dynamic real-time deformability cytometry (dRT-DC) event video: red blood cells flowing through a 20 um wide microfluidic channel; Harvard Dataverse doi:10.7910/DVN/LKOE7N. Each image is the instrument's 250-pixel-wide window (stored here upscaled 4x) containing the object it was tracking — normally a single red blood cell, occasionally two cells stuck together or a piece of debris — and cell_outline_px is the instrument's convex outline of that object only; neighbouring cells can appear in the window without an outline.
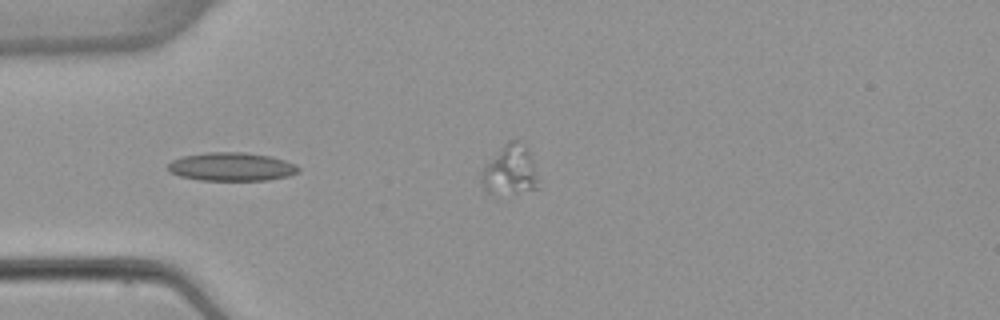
{"species": "common noctule bat (a hibernating species)", "species_latin": "Nyctalus noctula", "temperature_condition": "warm", "stored_images_in_passage": 3, "camera_frame_rate_fps": 3000, "um_per_image_px": 0.085, "animal": {"sex": "female", "body_mass_g": 22.7, "forearm_length_mm": 54.2}, "frame": {"image": 1, "passage_image": 1, "time_ms": 0.0, "image_size_px": [1000, 320], "cell_outline_px": [[300, 172], [288, 176], [268, 180], [200, 180], [180, 176], [168, 172], [168, 164], [172, 160], [184, 156], [204, 152], [244, 152], [272, 156], [296, 164], [300, 168]], "centroid_in_image_um": [19.7, 14.17], "position_along_channel_um": 65.3, "area_um2": 21.79}}
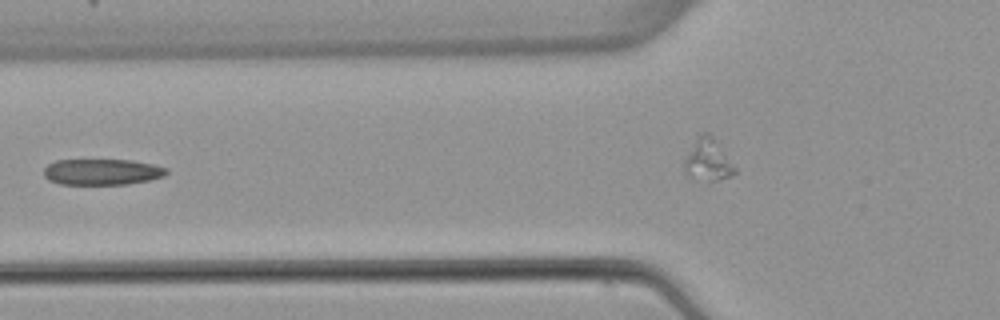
{"frame": {"image": 2, "passage_image": 2, "time_ms": 1.333, "image_size_px": [1000, 320], "cell_outline_px": [[168, 172], [164, 176], [148, 180], [128, 184], [60, 184], [48, 180], [44, 176], [44, 168], [48, 164], [56, 160], [132, 160], [152, 164], [168, 168]], "centroid_in_image_um": [8.66, 14.61], "position_along_channel_um": 117.1, "area_um2": 18.61}}